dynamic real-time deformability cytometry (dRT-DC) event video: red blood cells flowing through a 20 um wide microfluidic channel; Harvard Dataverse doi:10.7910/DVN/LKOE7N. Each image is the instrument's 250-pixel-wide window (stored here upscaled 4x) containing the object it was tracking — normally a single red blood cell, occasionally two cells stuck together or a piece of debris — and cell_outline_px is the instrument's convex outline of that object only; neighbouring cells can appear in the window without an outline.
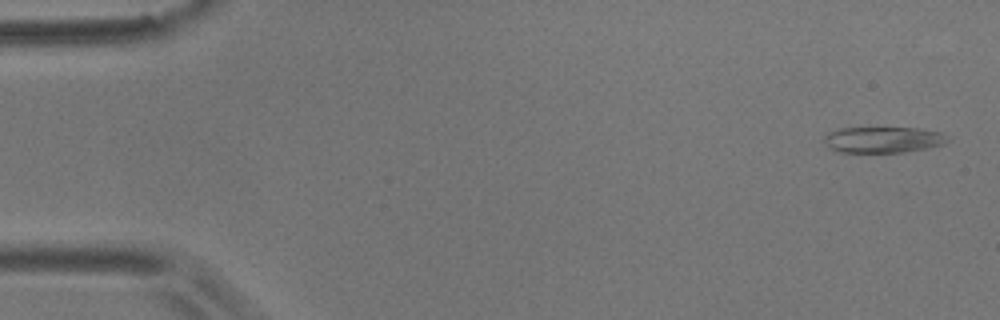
{"species": "common noctule bat (a hibernating species)", "species_latin": "Nyctalus noctula", "temperature_condition": "room temperature", "stored_images_in_passage": 6, "camera_frame_rate_fps": 3000, "um_per_image_px": 0.085, "animal": {"sex": "male", "body_mass_g": 17.9}, "frame": {"image": 1, "passage_image": 1, "time_ms": 0.0, "image_size_px": [1000, 320], "cell_outline_px": [[952, 140], [944, 144], [904, 152], [840, 152], [828, 148], [824, 140], [824, 136], [828, 132], [836, 128], [916, 128], [940, 132], [948, 136]], "centroid_in_image_um": [75.05, 11.87], "position_along_channel_um": 10.0, "area_um2": 18.79}}
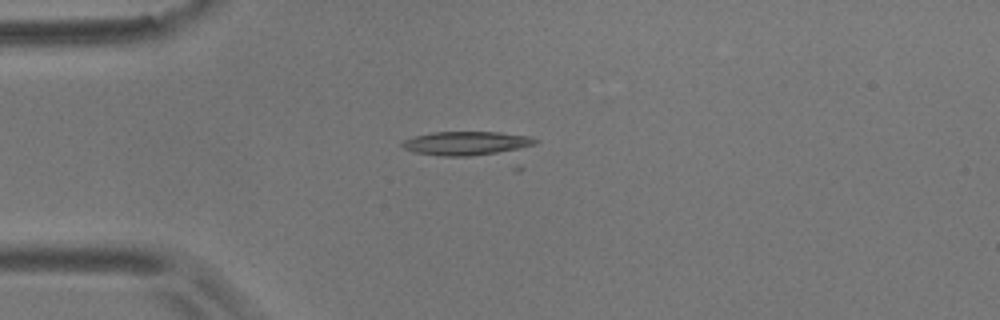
{"frame": {"image": 2, "passage_image": 4, "time_ms": 4.0, "image_size_px": [1000, 320], "cell_outline_px": [[540, 140], [536, 144], [512, 152], [468, 156], [444, 156], [412, 152], [404, 148], [400, 144], [404, 140], [412, 136], [432, 132], [500, 132], [532, 136]], "centroid_in_image_um": [39.73, 12.18], "position_along_channel_um": 45.3, "area_um2": 19.02}}
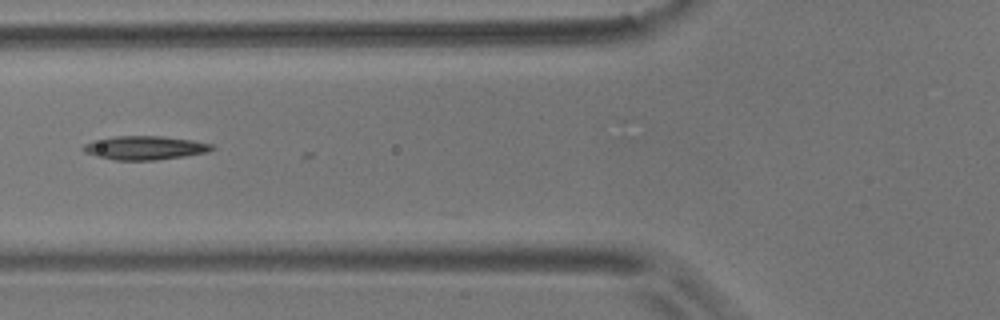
{"frame": {"image": 3, "passage_image": 6, "time_ms": 6.333, "image_size_px": [1000, 320], "cell_outline_px": [[216, 148], [208, 152], [184, 156], [156, 160], [116, 160], [96, 156], [84, 152], [80, 148], [84, 144], [92, 140], [116, 136], [160, 136], [192, 140], [212, 144]], "centroid_in_image_um": [12.28, 12.56], "position_along_channel_um": 113.5, "area_um2": 17.86}}